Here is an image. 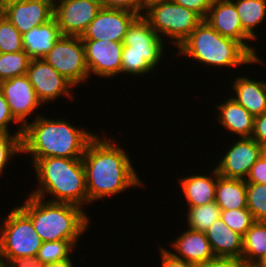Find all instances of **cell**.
I'll return each mask as SVG.
<instances>
[{
  "instance_id": "obj_1",
  "label": "cell",
  "mask_w": 266,
  "mask_h": 267,
  "mask_svg": "<svg viewBox=\"0 0 266 267\" xmlns=\"http://www.w3.org/2000/svg\"><path fill=\"white\" fill-rule=\"evenodd\" d=\"M85 168L88 205L134 187L145 186L123 147L109 137L95 135L86 146Z\"/></svg>"
},
{
  "instance_id": "obj_43",
  "label": "cell",
  "mask_w": 266,
  "mask_h": 267,
  "mask_svg": "<svg viewBox=\"0 0 266 267\" xmlns=\"http://www.w3.org/2000/svg\"><path fill=\"white\" fill-rule=\"evenodd\" d=\"M45 267H74V265L72 263L71 258H69L61 262L46 264Z\"/></svg>"
},
{
  "instance_id": "obj_44",
  "label": "cell",
  "mask_w": 266,
  "mask_h": 267,
  "mask_svg": "<svg viewBox=\"0 0 266 267\" xmlns=\"http://www.w3.org/2000/svg\"><path fill=\"white\" fill-rule=\"evenodd\" d=\"M27 0H1L2 6L5 9L6 7L16 4V3H22L25 2Z\"/></svg>"
},
{
  "instance_id": "obj_30",
  "label": "cell",
  "mask_w": 266,
  "mask_h": 267,
  "mask_svg": "<svg viewBox=\"0 0 266 267\" xmlns=\"http://www.w3.org/2000/svg\"><path fill=\"white\" fill-rule=\"evenodd\" d=\"M76 247L77 246L69 240L42 242L36 256L45 265L61 262L71 258L70 253L71 251L73 252V249H76Z\"/></svg>"
},
{
  "instance_id": "obj_14",
  "label": "cell",
  "mask_w": 266,
  "mask_h": 267,
  "mask_svg": "<svg viewBox=\"0 0 266 267\" xmlns=\"http://www.w3.org/2000/svg\"><path fill=\"white\" fill-rule=\"evenodd\" d=\"M204 21L222 36L239 41L255 58H260L255 46L248 44L253 39L243 30L237 9L231 0H213Z\"/></svg>"
},
{
  "instance_id": "obj_40",
  "label": "cell",
  "mask_w": 266,
  "mask_h": 267,
  "mask_svg": "<svg viewBox=\"0 0 266 267\" xmlns=\"http://www.w3.org/2000/svg\"><path fill=\"white\" fill-rule=\"evenodd\" d=\"M251 138L257 141L260 145L266 143V113L255 117Z\"/></svg>"
},
{
  "instance_id": "obj_13",
  "label": "cell",
  "mask_w": 266,
  "mask_h": 267,
  "mask_svg": "<svg viewBox=\"0 0 266 267\" xmlns=\"http://www.w3.org/2000/svg\"><path fill=\"white\" fill-rule=\"evenodd\" d=\"M138 16L127 10L102 7L81 39L123 42L129 26Z\"/></svg>"
},
{
  "instance_id": "obj_31",
  "label": "cell",
  "mask_w": 266,
  "mask_h": 267,
  "mask_svg": "<svg viewBox=\"0 0 266 267\" xmlns=\"http://www.w3.org/2000/svg\"><path fill=\"white\" fill-rule=\"evenodd\" d=\"M247 209L255 221H266V184L246 183Z\"/></svg>"
},
{
  "instance_id": "obj_7",
  "label": "cell",
  "mask_w": 266,
  "mask_h": 267,
  "mask_svg": "<svg viewBox=\"0 0 266 267\" xmlns=\"http://www.w3.org/2000/svg\"><path fill=\"white\" fill-rule=\"evenodd\" d=\"M0 220V267L9 260L37 255L42 245L31 219L18 207Z\"/></svg>"
},
{
  "instance_id": "obj_36",
  "label": "cell",
  "mask_w": 266,
  "mask_h": 267,
  "mask_svg": "<svg viewBox=\"0 0 266 267\" xmlns=\"http://www.w3.org/2000/svg\"><path fill=\"white\" fill-rule=\"evenodd\" d=\"M197 267H253L242 257H215Z\"/></svg>"
},
{
  "instance_id": "obj_19",
  "label": "cell",
  "mask_w": 266,
  "mask_h": 267,
  "mask_svg": "<svg viewBox=\"0 0 266 267\" xmlns=\"http://www.w3.org/2000/svg\"><path fill=\"white\" fill-rule=\"evenodd\" d=\"M181 179V180H180ZM182 195L188 207L206 205L215 201L217 169L214 167L210 175L196 174L178 179Z\"/></svg>"
},
{
  "instance_id": "obj_10",
  "label": "cell",
  "mask_w": 266,
  "mask_h": 267,
  "mask_svg": "<svg viewBox=\"0 0 266 267\" xmlns=\"http://www.w3.org/2000/svg\"><path fill=\"white\" fill-rule=\"evenodd\" d=\"M102 5L91 0H54V15L62 36H82Z\"/></svg>"
},
{
  "instance_id": "obj_16",
  "label": "cell",
  "mask_w": 266,
  "mask_h": 267,
  "mask_svg": "<svg viewBox=\"0 0 266 267\" xmlns=\"http://www.w3.org/2000/svg\"><path fill=\"white\" fill-rule=\"evenodd\" d=\"M54 0H27L4 9V16L23 35L53 18Z\"/></svg>"
},
{
  "instance_id": "obj_21",
  "label": "cell",
  "mask_w": 266,
  "mask_h": 267,
  "mask_svg": "<svg viewBox=\"0 0 266 267\" xmlns=\"http://www.w3.org/2000/svg\"><path fill=\"white\" fill-rule=\"evenodd\" d=\"M61 36L60 28L53 17L22 35L24 51L31 59H42Z\"/></svg>"
},
{
  "instance_id": "obj_28",
  "label": "cell",
  "mask_w": 266,
  "mask_h": 267,
  "mask_svg": "<svg viewBox=\"0 0 266 267\" xmlns=\"http://www.w3.org/2000/svg\"><path fill=\"white\" fill-rule=\"evenodd\" d=\"M187 212V228L201 232H206L221 215V209L215 201L206 205L189 207Z\"/></svg>"
},
{
  "instance_id": "obj_37",
  "label": "cell",
  "mask_w": 266,
  "mask_h": 267,
  "mask_svg": "<svg viewBox=\"0 0 266 267\" xmlns=\"http://www.w3.org/2000/svg\"><path fill=\"white\" fill-rule=\"evenodd\" d=\"M13 122L17 125L19 124L17 130H23V126L13 117L9 105L0 89V130L10 132V128L8 127Z\"/></svg>"
},
{
  "instance_id": "obj_39",
  "label": "cell",
  "mask_w": 266,
  "mask_h": 267,
  "mask_svg": "<svg viewBox=\"0 0 266 267\" xmlns=\"http://www.w3.org/2000/svg\"><path fill=\"white\" fill-rule=\"evenodd\" d=\"M176 4L197 13L203 20L207 15L213 0H173Z\"/></svg>"
},
{
  "instance_id": "obj_20",
  "label": "cell",
  "mask_w": 266,
  "mask_h": 267,
  "mask_svg": "<svg viewBox=\"0 0 266 267\" xmlns=\"http://www.w3.org/2000/svg\"><path fill=\"white\" fill-rule=\"evenodd\" d=\"M240 76L233 79L231 87L235 96L232 98L254 117L266 113V82Z\"/></svg>"
},
{
  "instance_id": "obj_45",
  "label": "cell",
  "mask_w": 266,
  "mask_h": 267,
  "mask_svg": "<svg viewBox=\"0 0 266 267\" xmlns=\"http://www.w3.org/2000/svg\"><path fill=\"white\" fill-rule=\"evenodd\" d=\"M253 267H266V254L259 259L254 265Z\"/></svg>"
},
{
  "instance_id": "obj_15",
  "label": "cell",
  "mask_w": 266,
  "mask_h": 267,
  "mask_svg": "<svg viewBox=\"0 0 266 267\" xmlns=\"http://www.w3.org/2000/svg\"><path fill=\"white\" fill-rule=\"evenodd\" d=\"M0 89L13 117L24 127L29 122V116L42 105L27 75L1 81Z\"/></svg>"
},
{
  "instance_id": "obj_18",
  "label": "cell",
  "mask_w": 266,
  "mask_h": 267,
  "mask_svg": "<svg viewBox=\"0 0 266 267\" xmlns=\"http://www.w3.org/2000/svg\"><path fill=\"white\" fill-rule=\"evenodd\" d=\"M226 98L224 102L215 107L217 112V121L226 128L232 135H238L240 138H251L254 129L255 117L249 113L242 105L237 103L232 96Z\"/></svg>"
},
{
  "instance_id": "obj_6",
  "label": "cell",
  "mask_w": 266,
  "mask_h": 267,
  "mask_svg": "<svg viewBox=\"0 0 266 267\" xmlns=\"http://www.w3.org/2000/svg\"><path fill=\"white\" fill-rule=\"evenodd\" d=\"M142 16L162 40L164 36L171 39L176 48L203 21L197 13L173 0H150Z\"/></svg>"
},
{
  "instance_id": "obj_38",
  "label": "cell",
  "mask_w": 266,
  "mask_h": 267,
  "mask_svg": "<svg viewBox=\"0 0 266 267\" xmlns=\"http://www.w3.org/2000/svg\"><path fill=\"white\" fill-rule=\"evenodd\" d=\"M246 183L266 184V156H262L253 164Z\"/></svg>"
},
{
  "instance_id": "obj_25",
  "label": "cell",
  "mask_w": 266,
  "mask_h": 267,
  "mask_svg": "<svg viewBox=\"0 0 266 267\" xmlns=\"http://www.w3.org/2000/svg\"><path fill=\"white\" fill-rule=\"evenodd\" d=\"M164 54L165 52L129 51V46H123L121 74L140 77L153 72L164 59Z\"/></svg>"
},
{
  "instance_id": "obj_48",
  "label": "cell",
  "mask_w": 266,
  "mask_h": 267,
  "mask_svg": "<svg viewBox=\"0 0 266 267\" xmlns=\"http://www.w3.org/2000/svg\"><path fill=\"white\" fill-rule=\"evenodd\" d=\"M91 1L98 2L99 4L102 5V7H104V0H91Z\"/></svg>"
},
{
  "instance_id": "obj_17",
  "label": "cell",
  "mask_w": 266,
  "mask_h": 267,
  "mask_svg": "<svg viewBox=\"0 0 266 267\" xmlns=\"http://www.w3.org/2000/svg\"><path fill=\"white\" fill-rule=\"evenodd\" d=\"M175 252L167 250L173 257L196 266L215 258L205 232L185 229L174 241L170 242ZM179 254V255H178Z\"/></svg>"
},
{
  "instance_id": "obj_2",
  "label": "cell",
  "mask_w": 266,
  "mask_h": 267,
  "mask_svg": "<svg viewBox=\"0 0 266 267\" xmlns=\"http://www.w3.org/2000/svg\"><path fill=\"white\" fill-rule=\"evenodd\" d=\"M94 132L77 128L68 119L37 116L23 127L22 154H30L32 165L46 157L82 158Z\"/></svg>"
},
{
  "instance_id": "obj_33",
  "label": "cell",
  "mask_w": 266,
  "mask_h": 267,
  "mask_svg": "<svg viewBox=\"0 0 266 267\" xmlns=\"http://www.w3.org/2000/svg\"><path fill=\"white\" fill-rule=\"evenodd\" d=\"M24 50L22 34L5 17L0 19V53L18 52Z\"/></svg>"
},
{
  "instance_id": "obj_41",
  "label": "cell",
  "mask_w": 266,
  "mask_h": 267,
  "mask_svg": "<svg viewBox=\"0 0 266 267\" xmlns=\"http://www.w3.org/2000/svg\"><path fill=\"white\" fill-rule=\"evenodd\" d=\"M161 256V266L162 267H197L196 265L186 262L184 260L173 257L167 249L159 247Z\"/></svg>"
},
{
  "instance_id": "obj_22",
  "label": "cell",
  "mask_w": 266,
  "mask_h": 267,
  "mask_svg": "<svg viewBox=\"0 0 266 267\" xmlns=\"http://www.w3.org/2000/svg\"><path fill=\"white\" fill-rule=\"evenodd\" d=\"M215 257H242L243 236L231 230L220 217L205 232Z\"/></svg>"
},
{
  "instance_id": "obj_26",
  "label": "cell",
  "mask_w": 266,
  "mask_h": 267,
  "mask_svg": "<svg viewBox=\"0 0 266 267\" xmlns=\"http://www.w3.org/2000/svg\"><path fill=\"white\" fill-rule=\"evenodd\" d=\"M237 9L243 30L253 39H258L255 28L266 18V0H231ZM258 36V37H257Z\"/></svg>"
},
{
  "instance_id": "obj_42",
  "label": "cell",
  "mask_w": 266,
  "mask_h": 267,
  "mask_svg": "<svg viewBox=\"0 0 266 267\" xmlns=\"http://www.w3.org/2000/svg\"><path fill=\"white\" fill-rule=\"evenodd\" d=\"M3 267H45L37 256L9 260Z\"/></svg>"
},
{
  "instance_id": "obj_46",
  "label": "cell",
  "mask_w": 266,
  "mask_h": 267,
  "mask_svg": "<svg viewBox=\"0 0 266 267\" xmlns=\"http://www.w3.org/2000/svg\"><path fill=\"white\" fill-rule=\"evenodd\" d=\"M4 16V8L2 6L1 0H0V19Z\"/></svg>"
},
{
  "instance_id": "obj_35",
  "label": "cell",
  "mask_w": 266,
  "mask_h": 267,
  "mask_svg": "<svg viewBox=\"0 0 266 267\" xmlns=\"http://www.w3.org/2000/svg\"><path fill=\"white\" fill-rule=\"evenodd\" d=\"M148 0H104V8L121 9L143 15Z\"/></svg>"
},
{
  "instance_id": "obj_29",
  "label": "cell",
  "mask_w": 266,
  "mask_h": 267,
  "mask_svg": "<svg viewBox=\"0 0 266 267\" xmlns=\"http://www.w3.org/2000/svg\"><path fill=\"white\" fill-rule=\"evenodd\" d=\"M31 58L22 50L0 53V82L27 73Z\"/></svg>"
},
{
  "instance_id": "obj_11",
  "label": "cell",
  "mask_w": 266,
  "mask_h": 267,
  "mask_svg": "<svg viewBox=\"0 0 266 267\" xmlns=\"http://www.w3.org/2000/svg\"><path fill=\"white\" fill-rule=\"evenodd\" d=\"M216 165L220 176L246 180L253 164L262 156V145L253 138H237Z\"/></svg>"
},
{
  "instance_id": "obj_12",
  "label": "cell",
  "mask_w": 266,
  "mask_h": 267,
  "mask_svg": "<svg viewBox=\"0 0 266 267\" xmlns=\"http://www.w3.org/2000/svg\"><path fill=\"white\" fill-rule=\"evenodd\" d=\"M85 62L91 75L111 78L121 73L123 42L109 40H82ZM93 73V74H92Z\"/></svg>"
},
{
  "instance_id": "obj_32",
  "label": "cell",
  "mask_w": 266,
  "mask_h": 267,
  "mask_svg": "<svg viewBox=\"0 0 266 267\" xmlns=\"http://www.w3.org/2000/svg\"><path fill=\"white\" fill-rule=\"evenodd\" d=\"M23 130H16L13 135L11 132L0 130V177L8 161L16 154L22 153L21 137Z\"/></svg>"
},
{
  "instance_id": "obj_9",
  "label": "cell",
  "mask_w": 266,
  "mask_h": 267,
  "mask_svg": "<svg viewBox=\"0 0 266 267\" xmlns=\"http://www.w3.org/2000/svg\"><path fill=\"white\" fill-rule=\"evenodd\" d=\"M26 75L43 105L61 96L73 99L74 86L43 58L31 59Z\"/></svg>"
},
{
  "instance_id": "obj_23",
  "label": "cell",
  "mask_w": 266,
  "mask_h": 267,
  "mask_svg": "<svg viewBox=\"0 0 266 267\" xmlns=\"http://www.w3.org/2000/svg\"><path fill=\"white\" fill-rule=\"evenodd\" d=\"M164 45L166 43L142 15L131 23L123 41V46H129V51L138 52H164Z\"/></svg>"
},
{
  "instance_id": "obj_27",
  "label": "cell",
  "mask_w": 266,
  "mask_h": 267,
  "mask_svg": "<svg viewBox=\"0 0 266 267\" xmlns=\"http://www.w3.org/2000/svg\"><path fill=\"white\" fill-rule=\"evenodd\" d=\"M266 254V221H255L243 236L242 258L254 265Z\"/></svg>"
},
{
  "instance_id": "obj_34",
  "label": "cell",
  "mask_w": 266,
  "mask_h": 267,
  "mask_svg": "<svg viewBox=\"0 0 266 267\" xmlns=\"http://www.w3.org/2000/svg\"><path fill=\"white\" fill-rule=\"evenodd\" d=\"M220 217L233 231L244 236L246 231L253 225L255 219L247 208L237 210H221Z\"/></svg>"
},
{
  "instance_id": "obj_5",
  "label": "cell",
  "mask_w": 266,
  "mask_h": 267,
  "mask_svg": "<svg viewBox=\"0 0 266 267\" xmlns=\"http://www.w3.org/2000/svg\"><path fill=\"white\" fill-rule=\"evenodd\" d=\"M178 54L213 67H239L261 64L239 41L222 36L206 21H202L177 48Z\"/></svg>"
},
{
  "instance_id": "obj_3",
  "label": "cell",
  "mask_w": 266,
  "mask_h": 267,
  "mask_svg": "<svg viewBox=\"0 0 266 267\" xmlns=\"http://www.w3.org/2000/svg\"><path fill=\"white\" fill-rule=\"evenodd\" d=\"M18 207L31 219L42 242L69 240L76 246L89 228L90 216L74 204L50 202L29 194Z\"/></svg>"
},
{
  "instance_id": "obj_8",
  "label": "cell",
  "mask_w": 266,
  "mask_h": 267,
  "mask_svg": "<svg viewBox=\"0 0 266 267\" xmlns=\"http://www.w3.org/2000/svg\"><path fill=\"white\" fill-rule=\"evenodd\" d=\"M43 59L74 87L89 80L85 48L80 36H61Z\"/></svg>"
},
{
  "instance_id": "obj_47",
  "label": "cell",
  "mask_w": 266,
  "mask_h": 267,
  "mask_svg": "<svg viewBox=\"0 0 266 267\" xmlns=\"http://www.w3.org/2000/svg\"><path fill=\"white\" fill-rule=\"evenodd\" d=\"M262 152H263V155L266 156V143L262 145Z\"/></svg>"
},
{
  "instance_id": "obj_4",
  "label": "cell",
  "mask_w": 266,
  "mask_h": 267,
  "mask_svg": "<svg viewBox=\"0 0 266 267\" xmlns=\"http://www.w3.org/2000/svg\"><path fill=\"white\" fill-rule=\"evenodd\" d=\"M38 187L31 195L47 201L88 205L85 168L82 158L46 157L34 165Z\"/></svg>"
},
{
  "instance_id": "obj_24",
  "label": "cell",
  "mask_w": 266,
  "mask_h": 267,
  "mask_svg": "<svg viewBox=\"0 0 266 267\" xmlns=\"http://www.w3.org/2000/svg\"><path fill=\"white\" fill-rule=\"evenodd\" d=\"M215 202L221 210L247 208L246 180L226 178L217 171Z\"/></svg>"
}]
</instances>
